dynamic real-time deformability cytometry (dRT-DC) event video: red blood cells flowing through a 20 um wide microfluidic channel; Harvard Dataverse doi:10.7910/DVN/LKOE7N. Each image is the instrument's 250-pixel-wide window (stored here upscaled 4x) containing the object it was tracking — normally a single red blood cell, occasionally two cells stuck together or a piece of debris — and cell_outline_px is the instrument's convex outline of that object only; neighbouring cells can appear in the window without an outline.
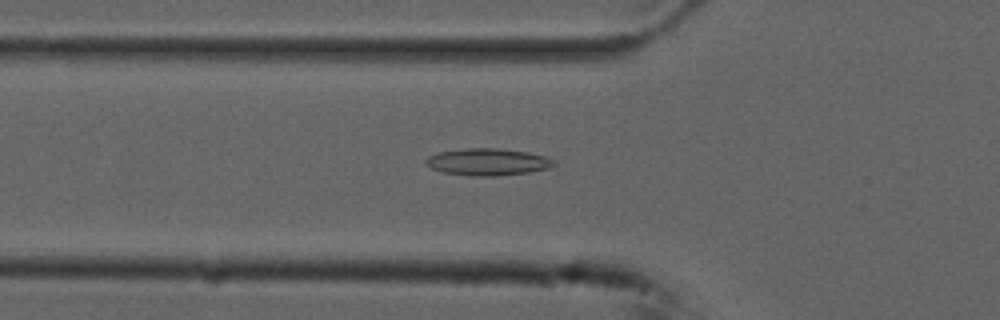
{"species": "common noctule bat (a hibernating species)", "species_latin": "Nyctalus noctula", "temperature_condition": "cold", "stored_images_in_passage": 55, "camera_frame_rate_fps": 3000, "um_per_image_px": 0.085, "animal": {"sex": "male", "forearm_length_mm": 52.5}, "frame": {"image": 1, "passage_image": 19, "time_ms": 6.0, "image_size_px": [1000, 320], "cell_outline_px": [[556, 164], [548, 168], [528, 172], [496, 176], [472, 176], [444, 172], [432, 168], [424, 164], [424, 160], [428, 156], [440, 152], [464, 148], [496, 148], [528, 152], [544, 156], [556, 160]], "centroid_in_image_um": [41.45, 13.76], "position_along_channel_um": 84.4, "area_um2": 20.11}}
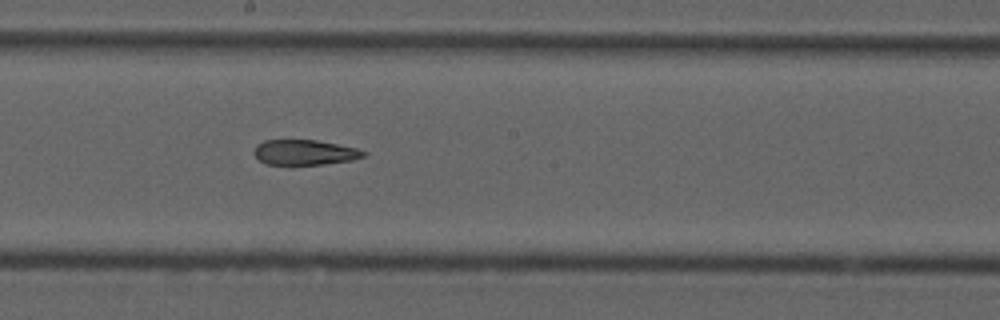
{"frame": {"image": 2, "passage_image": 30, "time_ms": 9.667, "image_size_px": [1000, 320], "cell_outline_px": [[368, 152], [364, 156], [352, 160], [324, 164], [264, 164], [252, 152], [256, 144], [264, 140], [316, 140], [356, 148]], "centroid_in_image_um": [25.87, 12.94], "position_along_channel_um": 222.3, "area_um2": 16.01}}
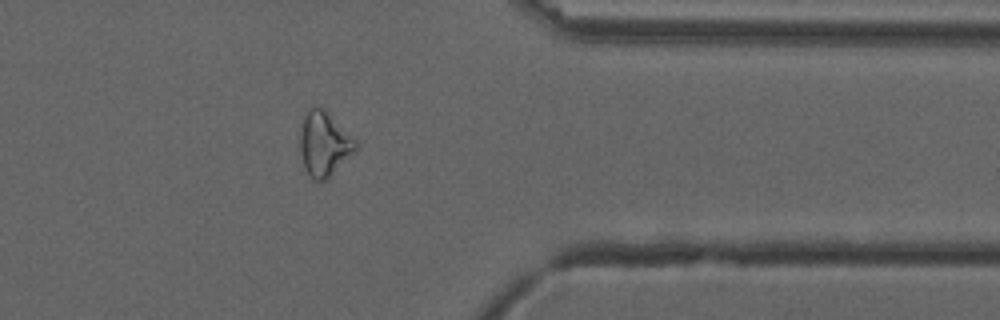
{"frame": {"image": 3, "passage_image": 44, "time_ms": 14.333, "image_size_px": [1000, 320], "cell_outline_px": [[360, 144], [356, 152], [324, 180], [312, 180], [304, 168], [300, 152], [300, 132], [304, 116], [308, 108], [320, 108], [356, 140]], "centroid_in_image_um": [27.55, 12.28], "position_along_channel_um": 383.9, "area_um2": 20.4}, "authors_computed_cell_mechanics": {"area_um2": 19.7098, "velocity_mm_per_s": 3.7491, "shape_relaxation_time_tau1_ms": null, "shape_relaxation_time_tau2_ms": 4.2381, "deformation_change_tau1": null, "deformation_change_tau2": 0.1402}}